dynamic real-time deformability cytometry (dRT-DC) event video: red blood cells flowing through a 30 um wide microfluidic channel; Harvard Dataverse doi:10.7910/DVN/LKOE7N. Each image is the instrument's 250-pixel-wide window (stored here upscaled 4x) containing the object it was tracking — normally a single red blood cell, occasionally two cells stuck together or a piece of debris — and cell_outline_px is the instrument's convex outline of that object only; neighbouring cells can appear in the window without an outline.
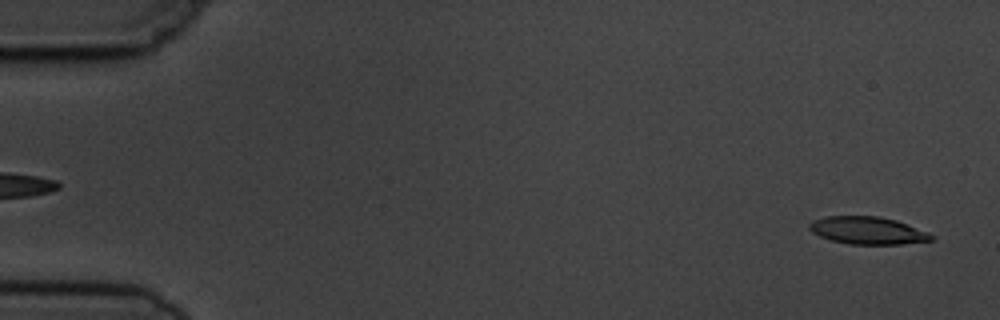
{"species": "common noctule bat (a hibernating species)", "species_latin": "Nyctalus noctula", "temperature_condition": "cold", "stored_images_in_passage": 3, "camera_frame_rate_fps": 3000, "um_per_image_px": 0.085, "animal": {"sex": "male", "body_mass_g": 19.5, "forearm_length_mm": 54.6}, "frame": {"image": 1, "passage_image": 3, "time_ms": 3.333, "image_size_px": [1000, 320], "cell_outline_px": [[936, 236], [932, 240], [900, 244], [848, 244], [832, 240], [820, 236], [812, 232], [808, 228], [808, 224], [812, 220], [828, 216], [880, 216], [896, 220], [928, 232]], "centroid_in_image_um": [73.74, 19.58], "position_along_channel_um": 11.3, "area_um2": 19.54}}